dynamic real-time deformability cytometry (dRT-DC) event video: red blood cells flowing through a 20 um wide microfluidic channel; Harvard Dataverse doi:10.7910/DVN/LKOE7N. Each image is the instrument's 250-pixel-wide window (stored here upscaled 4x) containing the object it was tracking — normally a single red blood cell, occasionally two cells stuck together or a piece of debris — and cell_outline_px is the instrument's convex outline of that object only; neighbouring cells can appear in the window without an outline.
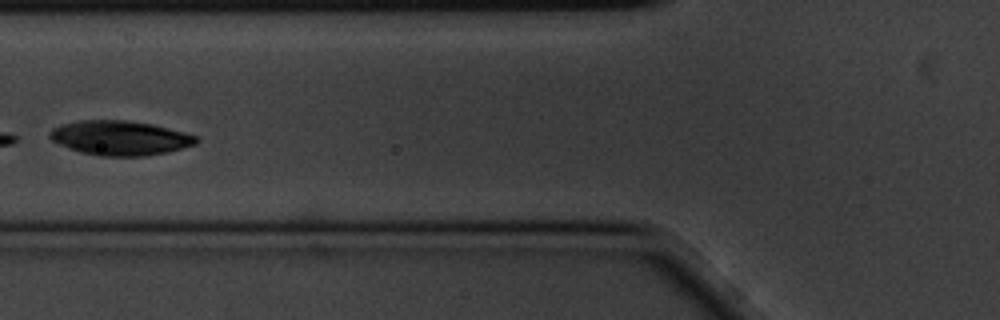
{"species": "common noctule bat (a hibernating species)", "species_latin": "Nyctalus noctula", "temperature_condition": "cold", "stored_images_in_passage": 5, "camera_frame_rate_fps": 3000, "um_per_image_px": 0.085, "animal": {"sex": "male", "body_mass_g": 20.1, "forearm_length_mm": 53.5}, "frame": {"image": 1, "passage_image": 5, "time_ms": 1.333, "image_size_px": [1000, 320], "cell_outline_px": [[200, 140], [196, 144], [168, 152], [144, 156], [100, 156], [80, 152], [68, 148], [52, 140], [48, 136], [48, 132], [52, 128], [64, 124], [80, 120], [128, 120], [152, 124], [200, 136]], "centroid_in_image_um": [10.23, 11.72], "position_along_channel_um": 115.6, "area_um2": 29.59}}